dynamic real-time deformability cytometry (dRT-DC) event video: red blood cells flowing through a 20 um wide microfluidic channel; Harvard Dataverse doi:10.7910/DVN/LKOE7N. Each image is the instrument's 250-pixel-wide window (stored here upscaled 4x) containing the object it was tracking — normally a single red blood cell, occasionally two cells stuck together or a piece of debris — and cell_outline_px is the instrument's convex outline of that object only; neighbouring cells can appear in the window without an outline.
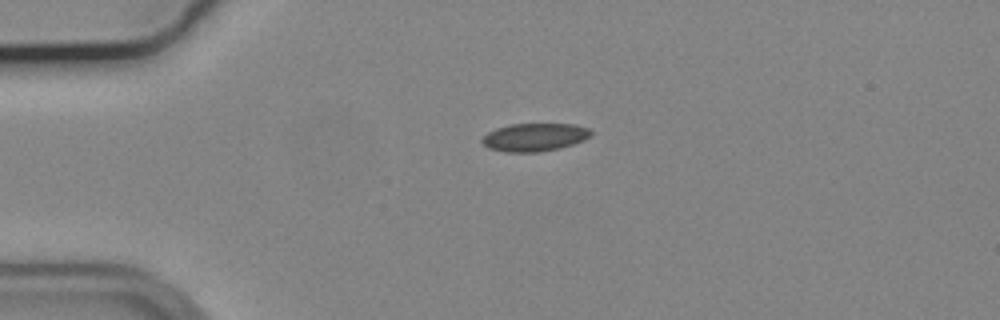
{"species": "common noctule bat (a hibernating species)", "species_latin": "Nyctalus noctula", "temperature_condition": "cold", "stored_images_in_passage": 6, "camera_frame_rate_fps": 3000, "um_per_image_px": 0.085, "animal": {"sex": "male", "body_mass_g": 19.2, "forearm_length_mm": 51.8}, "frame": {"image": 1, "passage_image": 1, "time_ms": 0.0, "image_size_px": [1000, 320], "cell_outline_px": [[592, 136], [584, 140], [560, 148], [540, 152], [504, 152], [488, 148], [480, 140], [488, 132], [496, 128], [512, 124], [572, 124], [588, 128], [592, 132]], "centroid_in_image_um": [45.44, 11.67], "position_along_channel_um": 39.6, "area_um2": 17.8}}